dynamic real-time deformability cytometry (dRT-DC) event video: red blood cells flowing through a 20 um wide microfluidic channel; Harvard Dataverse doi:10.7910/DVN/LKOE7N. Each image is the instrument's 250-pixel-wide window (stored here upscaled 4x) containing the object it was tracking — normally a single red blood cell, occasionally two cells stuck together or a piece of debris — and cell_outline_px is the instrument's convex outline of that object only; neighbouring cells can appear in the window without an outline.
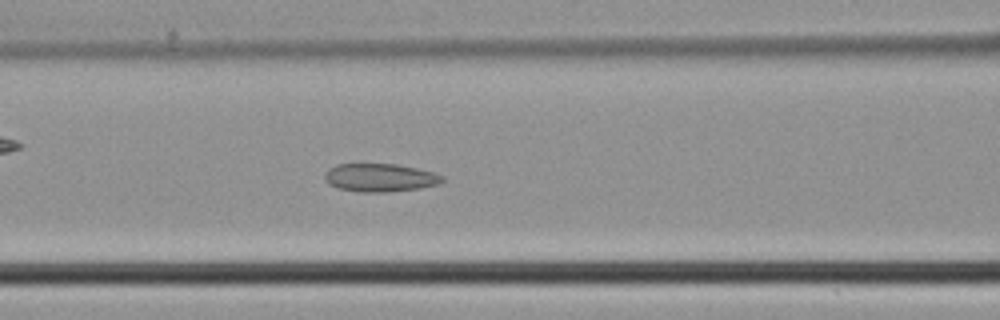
{"species": "common noctule bat (a hibernating species)", "species_latin": "Nyctalus noctula", "temperature_condition": "cold", "stored_images_in_passage": 39, "camera_frame_rate_fps": 3000, "um_per_image_px": 0.085, "animal": {"sex": "male", "body_mass_g": 21.5, "forearm_length_mm": 52.0}, "frame": {"image": 1, "passage_image": 12, "time_ms": 3.667, "image_size_px": [1000, 320], "cell_outline_px": [[444, 180], [440, 184], [420, 188], [384, 192], [360, 192], [336, 188], [328, 184], [324, 176], [328, 168], [336, 164], [396, 164], [416, 168], [432, 172], [444, 176]], "centroid_in_image_um": [32.28, 15.1], "position_along_channel_um": 134.3, "area_um2": 19.36}}
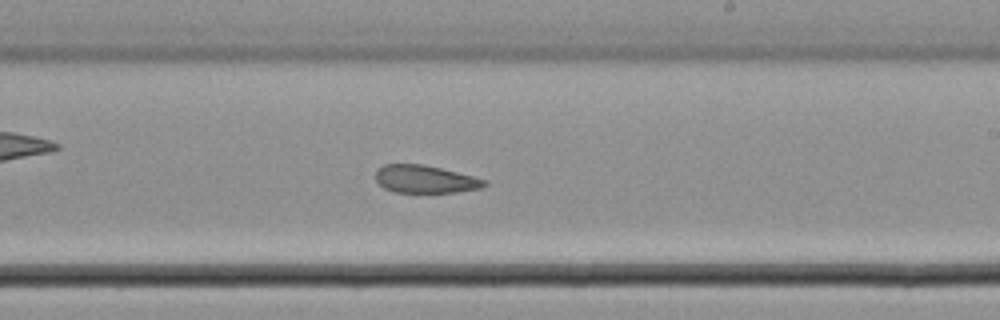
{"frame": {"image": 2, "passage_image": 20, "time_ms": 6.333, "image_size_px": [1000, 320], "cell_outline_px": [[488, 184], [480, 188], [456, 192], [396, 192], [384, 188], [376, 180], [376, 172], [384, 164], [424, 164], [488, 180]], "centroid_in_image_um": [36.15, 15.23], "position_along_channel_um": 252.8, "area_um2": 17.4}}
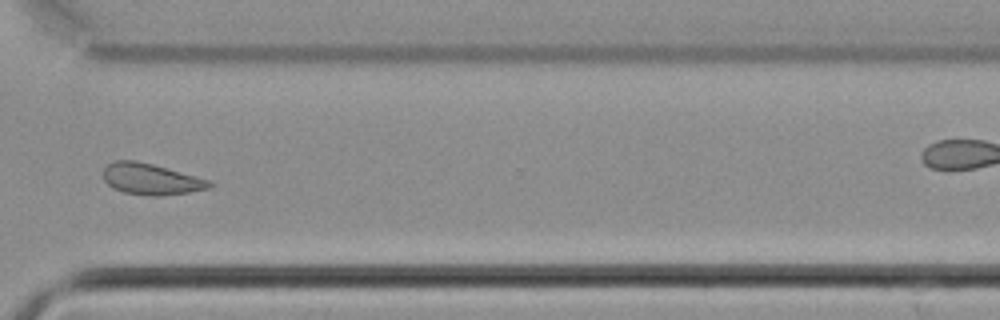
{"frame": {"image": 3, "passage_image": 27, "time_ms": 8.667, "image_size_px": [1000, 320], "cell_outline_px": [[212, 188], [188, 192], [160, 196], [152, 196], [124, 192], [112, 188], [104, 180], [104, 168], [112, 160], [136, 160], [152, 164], [212, 180]], "centroid_in_image_um": [12.85, 15.22], "position_along_channel_um": 357.8, "area_um2": 19.36}}